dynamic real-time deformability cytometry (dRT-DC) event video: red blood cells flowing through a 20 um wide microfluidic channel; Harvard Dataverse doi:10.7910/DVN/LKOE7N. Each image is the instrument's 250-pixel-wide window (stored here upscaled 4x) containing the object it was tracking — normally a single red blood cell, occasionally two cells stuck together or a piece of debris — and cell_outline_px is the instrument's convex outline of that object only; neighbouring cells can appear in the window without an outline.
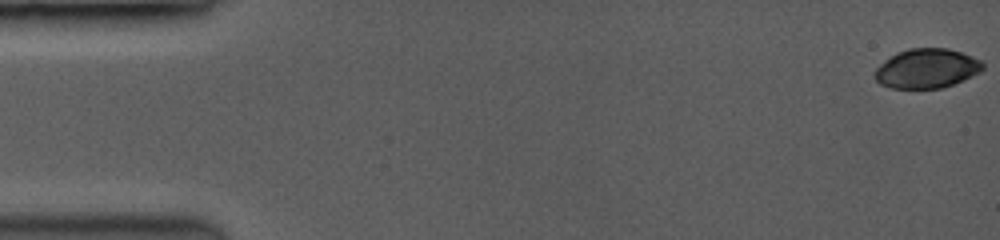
{"species": "common noctule bat (a hibernating species)", "species_latin": "Nyctalus noctula", "temperature_condition": "room temperature", "stored_images_in_passage": 20, "camera_frame_rate_fps": 3500, "um_per_image_px": 0.085, "animal": {"sex": "female", "body_mass_g": 19.0, "forearm_length_mm": 53.3}, "frame": {"image": 1, "passage_image": 1, "time_ms": 0.0, "image_size_px": [1000, 240], "cell_outline_px": [[984, 68], [980, 72], [972, 76], [952, 84], [940, 88], [888, 88], [880, 84], [872, 76], [872, 72], [880, 64], [892, 56], [900, 52], [912, 48], [944, 48], [960, 52], [984, 60]], "centroid_in_image_um": [78.77, 5.83], "position_along_channel_um": 6.2, "area_um2": 24.8}}
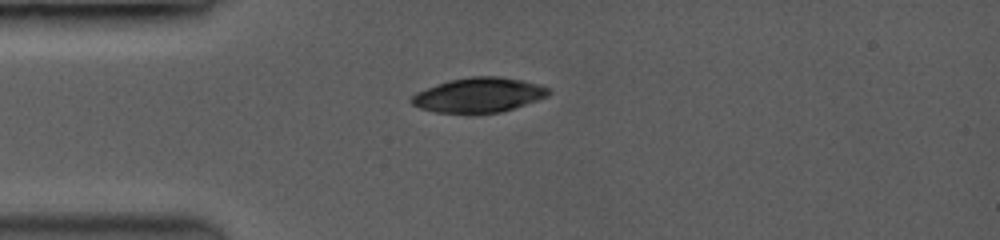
{"frame": {"image": 2, "passage_image": 14, "time_ms": 4.286, "image_size_px": [1000, 240], "cell_outline_px": [[548, 96], [500, 112], [476, 116], [472, 116], [436, 112], [420, 108], [412, 104], [412, 96], [416, 92], [452, 80], [472, 76], [496, 76], [520, 80], [536, 84], [548, 88]], "centroid_in_image_um": [40.65, 8.12], "position_along_channel_um": 44.3, "area_um2": 27.69}}
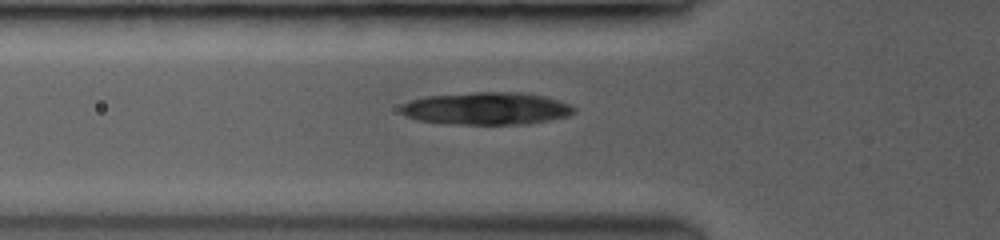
{"frame": {"image": 3, "passage_image": 19, "time_ms": 5.714, "image_size_px": [1000, 240], "cell_outline_px": [[576, 108], [568, 116], [548, 120], [524, 124], [448, 124], [416, 120], [400, 112], [400, 108], [404, 104], [412, 100], [428, 96], [476, 92], [520, 92], [540, 96], [556, 100], [568, 104]], "centroid_in_image_um": [41.31, 9.23], "position_along_channel_um": 84.5, "area_um2": 32.37}}